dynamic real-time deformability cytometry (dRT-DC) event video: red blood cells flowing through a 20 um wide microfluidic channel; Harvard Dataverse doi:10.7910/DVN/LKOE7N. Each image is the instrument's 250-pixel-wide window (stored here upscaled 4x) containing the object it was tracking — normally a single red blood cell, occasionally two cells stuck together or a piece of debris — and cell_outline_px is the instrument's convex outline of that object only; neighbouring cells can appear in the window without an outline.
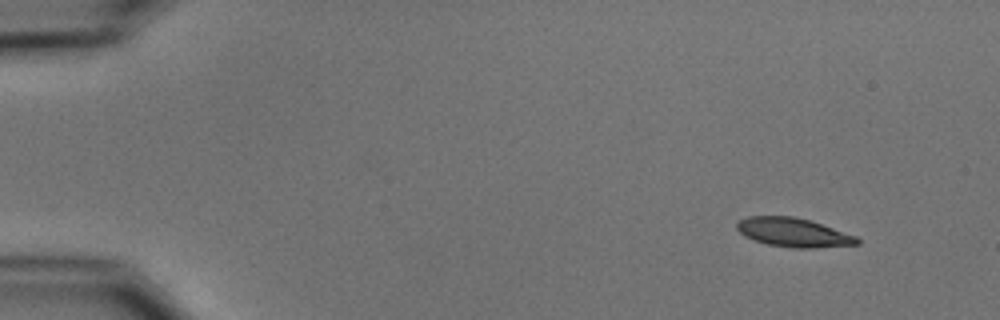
{"species": "common noctule bat (a hibernating species)", "species_latin": "Nyctalus noctula", "temperature_condition": "cold", "stored_images_in_passage": 6, "camera_frame_rate_fps": 3000, "um_per_image_px": 0.085, "animal": {"sex": "male", "body_mass_g": 15.6}, "frame": {"image": 1, "passage_image": 1, "time_ms": 0.0, "image_size_px": [1000, 320], "cell_outline_px": [[860, 244], [812, 248], [792, 248], [768, 244], [752, 240], [744, 236], [736, 228], [736, 224], [740, 220], [748, 216], [792, 216], [808, 220], [856, 236], [860, 240]], "centroid_in_image_um": [67.41, 19.76], "position_along_channel_um": 17.6, "area_um2": 20.11}}
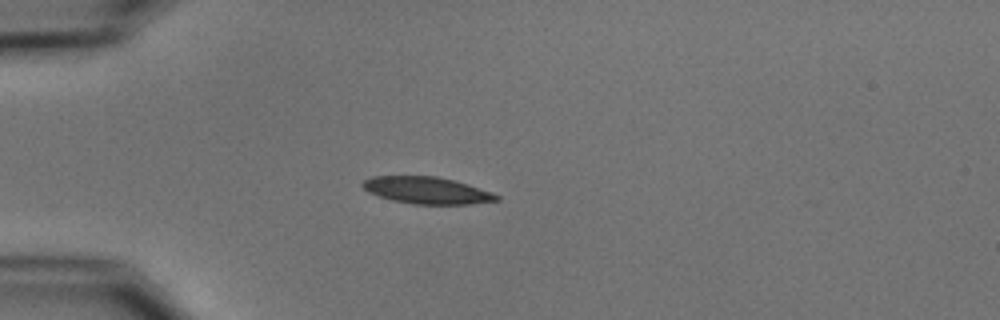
{"frame": {"image": 2, "passage_image": 3, "time_ms": 3.333, "image_size_px": [1000, 320], "cell_outline_px": [[500, 200], [472, 204], [412, 204], [392, 200], [368, 192], [360, 184], [364, 180], [372, 176], [436, 176], [468, 184], [492, 192], [500, 196]], "centroid_in_image_um": [36.29, 16.18], "position_along_channel_um": 48.7, "area_um2": 20.98}}